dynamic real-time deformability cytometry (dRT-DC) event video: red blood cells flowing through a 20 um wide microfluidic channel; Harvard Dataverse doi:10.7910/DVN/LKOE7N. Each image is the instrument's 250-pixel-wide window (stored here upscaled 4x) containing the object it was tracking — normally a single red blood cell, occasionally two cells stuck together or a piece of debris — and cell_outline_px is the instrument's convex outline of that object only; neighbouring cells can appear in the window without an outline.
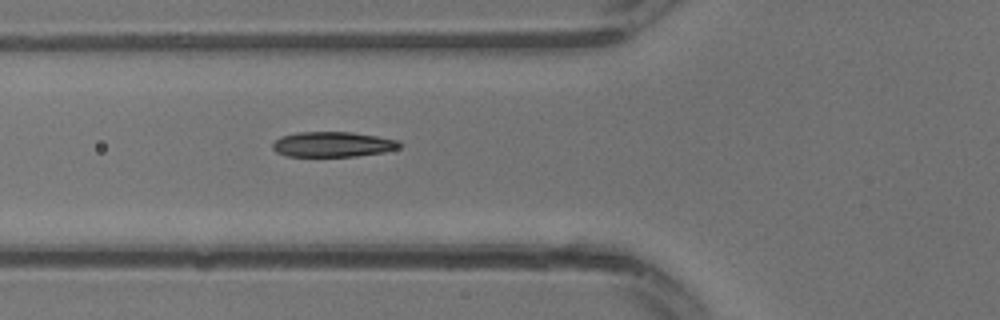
{"species": "common noctule bat (a hibernating species)", "species_latin": "Nyctalus noctula", "temperature_condition": "warm", "stored_images_in_passage": 23, "segment_of_instrument_passage": [1, 2], "camera_frame_rate_fps": 3000, "um_per_image_px": 0.085, "animal": {"sex": "male", "body_mass_g": 13.3}, "frame": {"image": 1, "passage_image": 2, "time_ms": 0.333, "image_size_px": [1000, 320], "cell_outline_px": [[404, 144], [400, 148], [384, 152], [356, 156], [284, 156], [276, 152], [272, 148], [272, 144], [280, 136], [296, 132], [352, 132], [400, 140]], "centroid_in_image_um": [28.3, 12.27], "position_along_channel_um": 97.5, "area_um2": 18.84}}
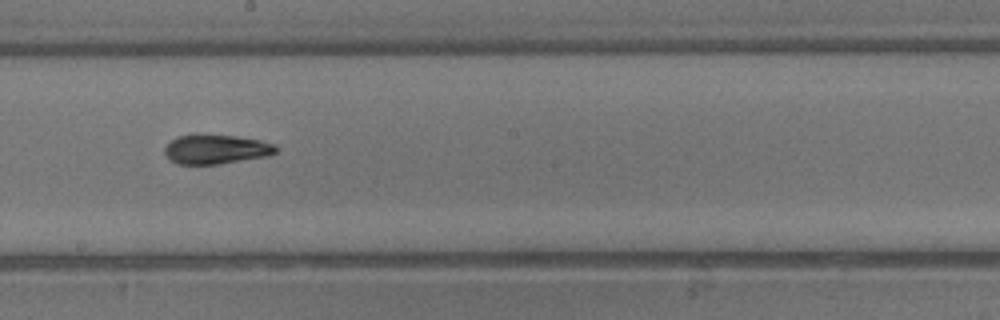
{"frame": {"image": 2, "passage_image": 8, "time_ms": 2.333, "image_size_px": [1000, 320], "cell_outline_px": [[280, 148], [276, 152], [268, 156], [220, 164], [176, 164], [168, 160], [164, 152], [164, 148], [172, 140], [180, 136], [196, 132], [236, 136], [260, 140], [276, 144]], "centroid_in_image_um": [18.36, 12.67], "position_along_channel_um": 229.8, "area_um2": 19.65}}
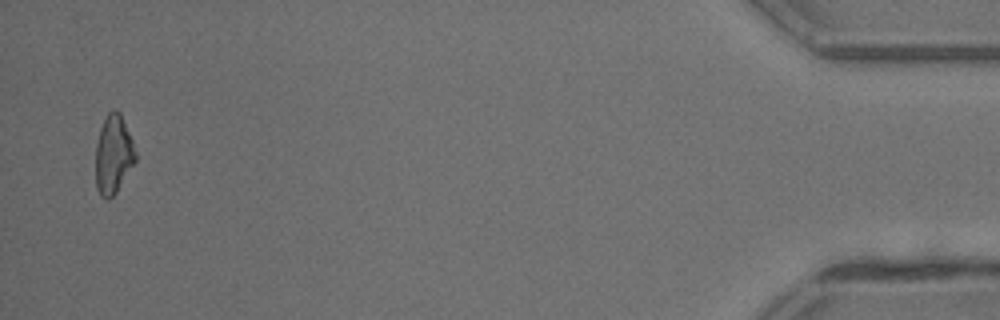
{"frame": {"image": 3, "passage_image": 21, "time_ms": 6.667, "image_size_px": [1000, 320], "cell_outline_px": [[136, 160], [116, 192], [108, 200], [100, 196], [96, 188], [96, 144], [100, 128], [108, 112], [112, 108], [120, 112], [132, 140], [136, 152]], "centroid_in_image_um": [9.63, 13.13], "position_along_channel_um": 425.6, "area_um2": 18.21}}